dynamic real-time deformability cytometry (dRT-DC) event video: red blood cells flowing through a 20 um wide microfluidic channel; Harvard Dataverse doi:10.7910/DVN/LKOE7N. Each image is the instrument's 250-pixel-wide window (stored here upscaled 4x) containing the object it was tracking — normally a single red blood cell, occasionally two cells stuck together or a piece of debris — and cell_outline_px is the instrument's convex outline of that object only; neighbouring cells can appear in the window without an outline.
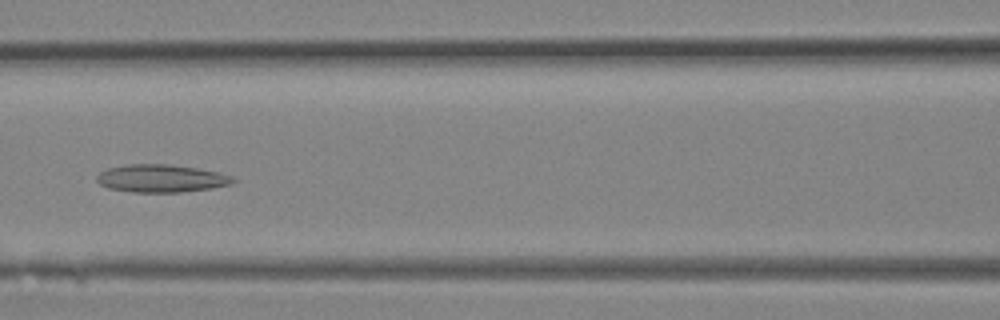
{"species": "Egyptian fruit bat (a non-hibernating species)", "species_latin": "Rousettus aegyptiacus", "temperature_condition": "room temperature", "stored_images_in_passage": 30, "camera_frame_rate_fps": 3000, "um_per_image_px": 0.085, "animal": {"sex": "female"}, "frame": {"image": 1, "passage_image": 13, "time_ms": 4.0, "image_size_px": [1000, 320], "cell_outline_px": [[236, 180], [232, 184], [212, 188], [180, 192], [132, 192], [108, 188], [100, 184], [96, 180], [96, 176], [100, 172], [108, 168], [128, 164], [168, 164], [196, 168], [216, 172], [232, 176]], "centroid_in_image_um": [13.68, 15.17], "position_along_channel_um": 152.9, "area_um2": 21.96}}
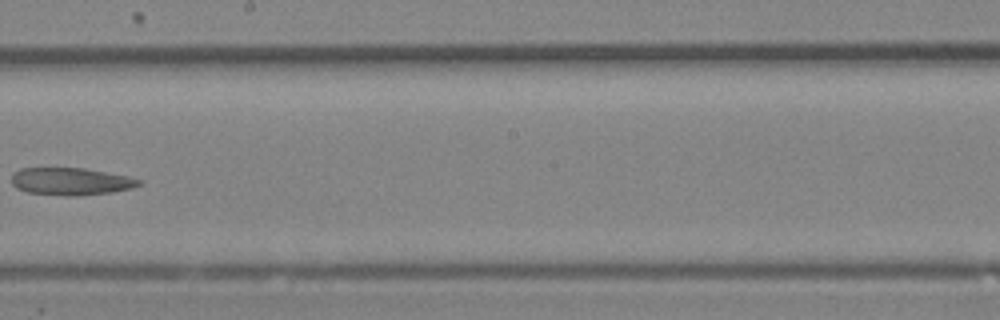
{"frame": {"image": 2, "passage_image": 17, "time_ms": 5.333, "image_size_px": [1000, 320], "cell_outline_px": [[140, 184], [132, 188], [112, 192], [80, 196], [68, 196], [28, 192], [16, 188], [12, 184], [12, 172], [20, 168], [84, 168], [128, 176], [140, 180]], "centroid_in_image_um": [5.99, 15.42], "position_along_channel_um": 242.2, "area_um2": 20.35}}
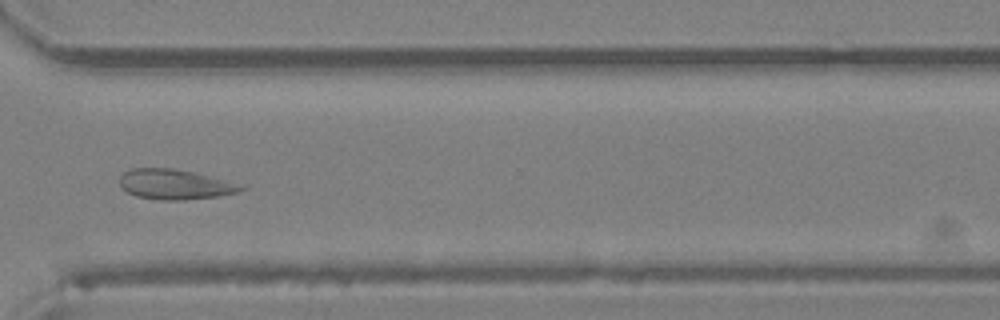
{"frame": {"image": 3, "passage_image": 22, "time_ms": 7.0, "image_size_px": [1000, 320], "cell_outline_px": [[248, 188], [240, 192], [220, 196], [184, 200], [160, 200], [136, 196], [120, 188], [120, 176], [124, 172], [132, 168], [172, 168], [196, 172], [248, 184]], "centroid_in_image_um": [14.99, 15.67], "position_along_channel_um": 355.6, "area_um2": 21.96}}